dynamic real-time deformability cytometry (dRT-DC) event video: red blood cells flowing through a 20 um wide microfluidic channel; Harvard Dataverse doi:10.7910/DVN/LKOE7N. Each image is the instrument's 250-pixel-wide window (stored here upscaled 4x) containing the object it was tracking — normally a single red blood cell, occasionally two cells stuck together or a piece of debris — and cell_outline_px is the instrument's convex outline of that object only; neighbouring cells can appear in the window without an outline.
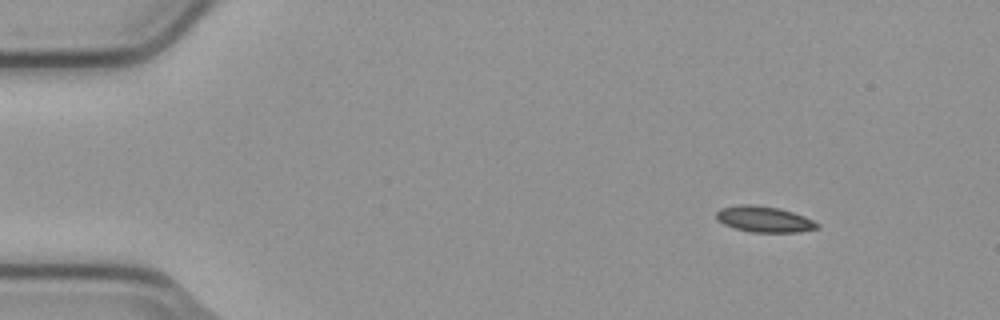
{"species": "common noctule bat (a hibernating species)", "species_latin": "Nyctalus noctula", "temperature_condition": "cold", "stored_images_in_passage": 5, "segment_of_instrument_passage": [1, 2], "camera_frame_rate_fps": 3000, "um_per_image_px": 0.085, "animal": {"sex": "male", "body_mass_g": 23.1, "forearm_length_mm": 52.7}, "frame": {"image": 1, "passage_image": 2, "time_ms": 0.333, "image_size_px": [1000, 320], "cell_outline_px": [[820, 228], [800, 232], [752, 232], [736, 228], [724, 224], [716, 220], [716, 212], [720, 208], [740, 204], [756, 204], [780, 208], [804, 216], [820, 224]], "centroid_in_image_um": [64.96, 18.62], "position_along_channel_um": 20.0, "area_um2": 15.37}}